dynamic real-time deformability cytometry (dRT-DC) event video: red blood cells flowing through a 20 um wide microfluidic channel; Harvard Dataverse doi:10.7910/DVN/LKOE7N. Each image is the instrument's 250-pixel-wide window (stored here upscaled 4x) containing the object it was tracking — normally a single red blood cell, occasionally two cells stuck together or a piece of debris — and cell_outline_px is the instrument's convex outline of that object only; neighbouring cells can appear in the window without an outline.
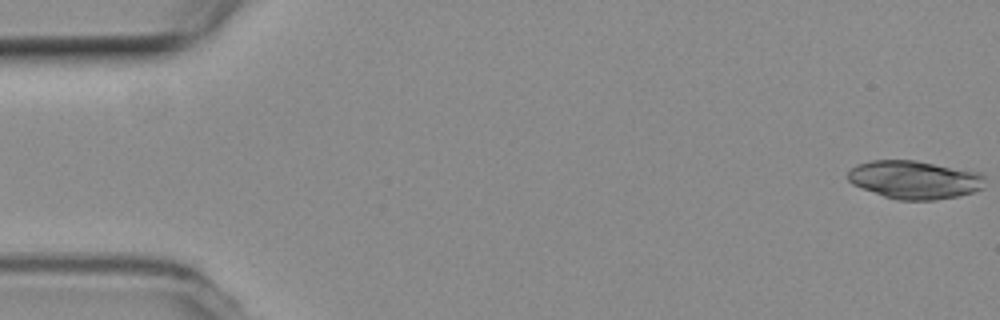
{"species": "common noctule bat (a hibernating species)", "species_latin": "Nyctalus noctula", "temperature_condition": "room temperature", "stored_images_in_passage": 6, "camera_frame_rate_fps": 3000, "um_per_image_px": 0.085, "animal": {"sex": "female", "body_mass_g": 19.3, "forearm_length_mm": 54.1}, "frame": {"image": 1, "passage_image": 1, "time_ms": 0.0, "image_size_px": [1000, 320], "cell_outline_px": [[984, 188], [972, 192], [956, 196], [936, 200], [900, 200], [884, 196], [852, 184], [848, 180], [848, 172], [856, 164], [872, 160], [916, 160], [984, 172]], "centroid_in_image_um": [77.78, 15.26], "position_along_channel_um": 7.2, "area_um2": 30.75}}